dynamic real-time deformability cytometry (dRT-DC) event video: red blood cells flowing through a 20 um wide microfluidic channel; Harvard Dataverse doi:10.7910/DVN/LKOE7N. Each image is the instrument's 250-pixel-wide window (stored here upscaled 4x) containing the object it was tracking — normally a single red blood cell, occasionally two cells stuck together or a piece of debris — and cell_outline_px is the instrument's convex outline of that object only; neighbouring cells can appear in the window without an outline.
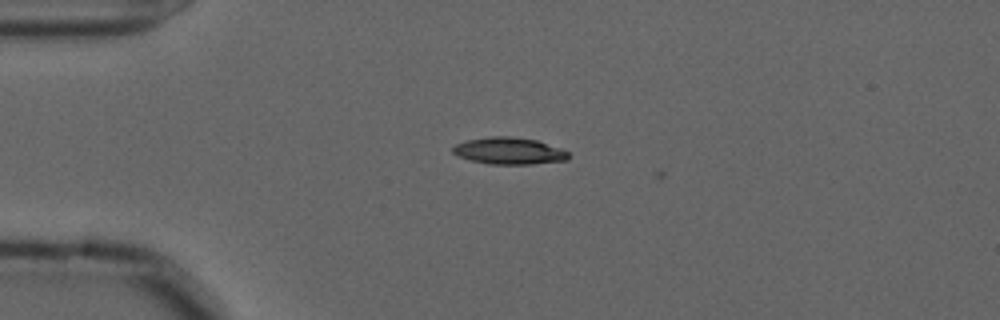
{"species": "common noctule bat (a hibernating species)", "species_latin": "Nyctalus noctula", "temperature_condition": "cold", "stored_images_in_passage": 2, "camera_frame_rate_fps": 3000, "um_per_image_px": 0.085, "animal": {"sex": "male", "forearm_length_mm": 52.5}, "frame": {"image": 1, "passage_image": 1, "time_ms": 0.0, "image_size_px": [1000, 320], "cell_outline_px": [[568, 160], [532, 164], [492, 164], [472, 160], [460, 156], [452, 152], [452, 148], [456, 144], [468, 140], [488, 136], [512, 136], [536, 140], [560, 148], [568, 152]], "centroid_in_image_um": [43.28, 12.82], "position_along_channel_um": 41.7, "area_um2": 17.92}}